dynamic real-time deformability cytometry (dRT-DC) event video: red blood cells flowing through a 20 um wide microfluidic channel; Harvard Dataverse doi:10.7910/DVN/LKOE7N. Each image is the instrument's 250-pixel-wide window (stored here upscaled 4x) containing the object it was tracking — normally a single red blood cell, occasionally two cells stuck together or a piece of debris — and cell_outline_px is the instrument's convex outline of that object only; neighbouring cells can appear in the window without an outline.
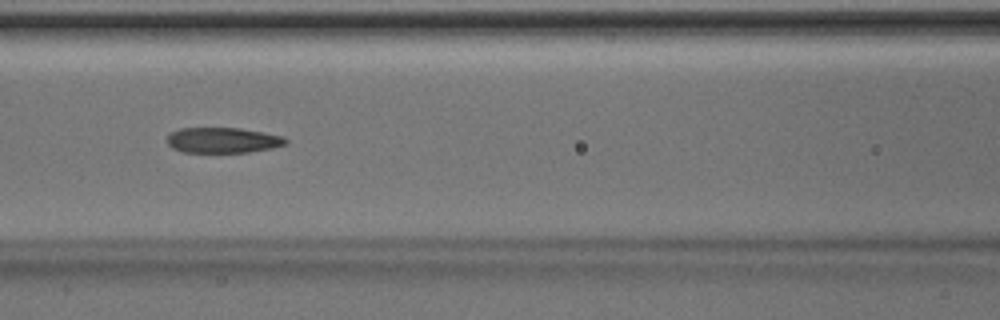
{"species": "Egyptian fruit bat (a non-hibernating species)", "species_latin": "Rousettus aegyptiacus", "temperature_condition": "room temperature", "stored_images_in_passage": 47, "camera_frame_rate_fps": 3000, "um_per_image_px": 0.085, "animal": {"sex": "male"}, "frame": {"image": 1, "passage_image": 21, "time_ms": 6.667, "image_size_px": [1000, 320], "cell_outline_px": [[288, 144], [272, 148], [248, 152], [180, 152], [172, 148], [168, 144], [168, 136], [172, 132], [180, 128], [240, 128], [264, 132], [284, 136], [288, 140]], "centroid_in_image_um": [18.98, 11.92], "position_along_channel_um": 147.6, "area_um2": 17.69}}
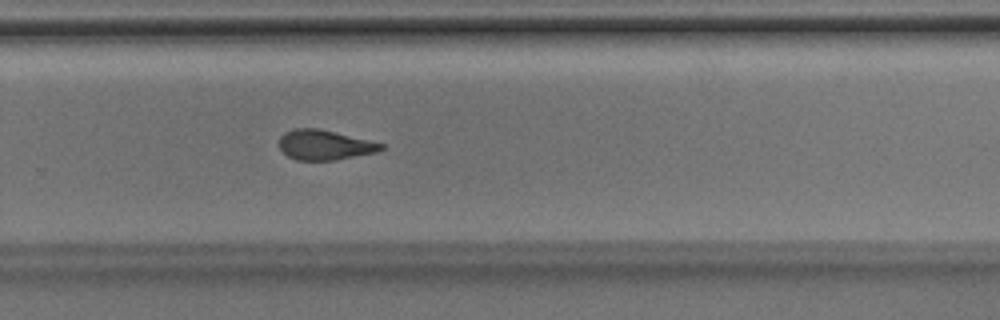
{"frame": {"image": 2, "passage_image": 32, "time_ms": 10.333, "image_size_px": [1000, 320], "cell_outline_px": [[384, 148], [380, 152], [336, 160], [296, 160], [288, 156], [280, 148], [280, 136], [284, 132], [296, 128], [316, 128], [384, 144]], "centroid_in_image_um": [27.6, 12.33], "position_along_channel_um": 302.2, "area_um2": 17.63}}
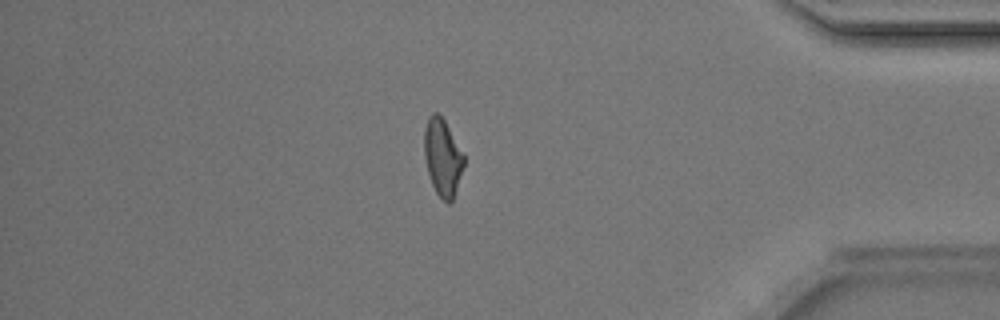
{"frame": {"image": 3, "passage_image": 41, "time_ms": 13.333, "image_size_px": [1000, 320], "cell_outline_px": [[464, 164], [452, 200], [448, 204], [436, 192], [432, 184], [428, 172], [424, 156], [424, 128], [428, 116], [432, 112], [436, 112], [444, 120], [464, 156]], "centroid_in_image_um": [37.59, 13.34], "position_along_channel_um": 397.6, "area_um2": 17.4}}